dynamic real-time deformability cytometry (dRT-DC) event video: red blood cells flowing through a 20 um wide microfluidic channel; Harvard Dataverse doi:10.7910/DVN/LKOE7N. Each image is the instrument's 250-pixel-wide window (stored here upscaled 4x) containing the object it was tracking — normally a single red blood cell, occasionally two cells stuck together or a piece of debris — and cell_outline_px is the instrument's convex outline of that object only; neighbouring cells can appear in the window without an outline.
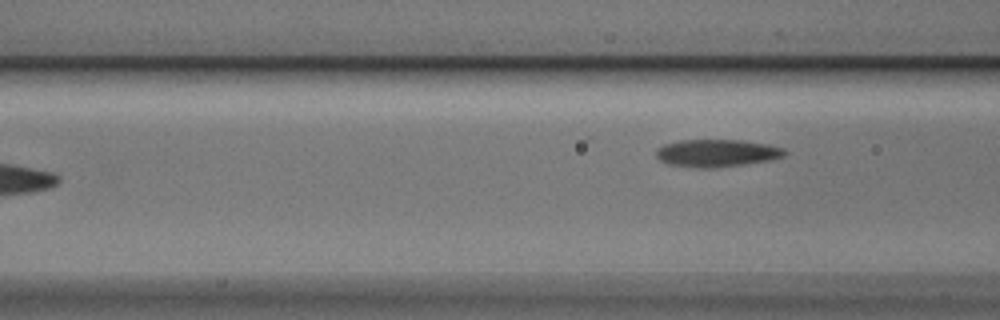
{"species": "Egyptian fruit bat (a non-hibernating species)", "species_latin": "Rousettus aegyptiacus", "temperature_condition": "cold", "stored_images_in_passage": 7, "camera_frame_rate_fps": 3000, "um_per_image_px": 0.085, "animal": {"sex": "male"}, "frame": {"image": 1, "passage_image": 7, "time_ms": 2.0, "image_size_px": [1000, 320], "cell_outline_px": [[788, 152], [784, 156], [772, 160], [744, 164], [712, 168], [700, 168], [668, 164], [660, 160], [656, 156], [656, 148], [664, 144], [680, 140], [740, 140], [768, 144], [784, 148]], "centroid_in_image_um": [60.94, 13.01], "position_along_channel_um": 105.7, "area_um2": 20.69}}